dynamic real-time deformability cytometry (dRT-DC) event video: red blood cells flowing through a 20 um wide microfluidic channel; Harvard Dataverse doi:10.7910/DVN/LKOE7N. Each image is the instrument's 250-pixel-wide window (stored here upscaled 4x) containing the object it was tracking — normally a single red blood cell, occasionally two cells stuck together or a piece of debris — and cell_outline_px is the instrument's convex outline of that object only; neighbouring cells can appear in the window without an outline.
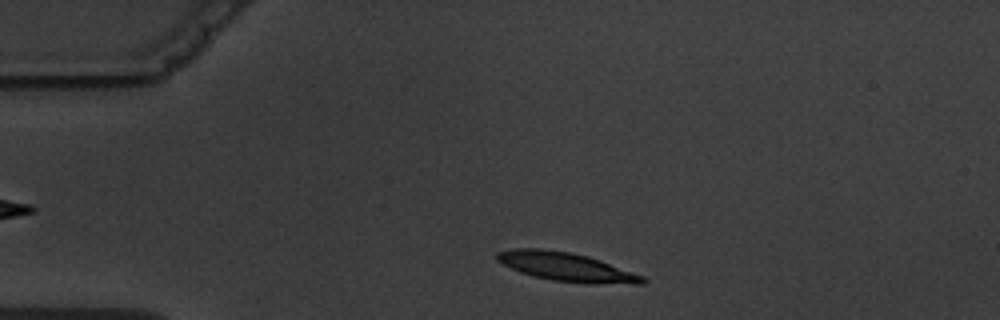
{"species": "common noctule bat (a hibernating species)", "species_latin": "Nyctalus noctula", "temperature_condition": "warm", "stored_images_in_passage": 5, "camera_frame_rate_fps": 3000, "um_per_image_px": 0.085, "animal": {"sex": "male", "body_mass_g": 19.5, "forearm_length_mm": 54.6}, "frame": {"image": 1, "passage_image": 1, "time_ms": 0.0, "image_size_px": [1000, 320], "cell_outline_px": [[648, 280], [644, 284], [584, 284], [552, 280], [520, 272], [496, 260], [496, 252], [512, 248], [544, 248], [572, 252], [588, 256], [600, 260], [644, 276]], "centroid_in_image_um": [48.17, 22.68], "position_along_channel_um": 36.8, "area_um2": 24.62}}
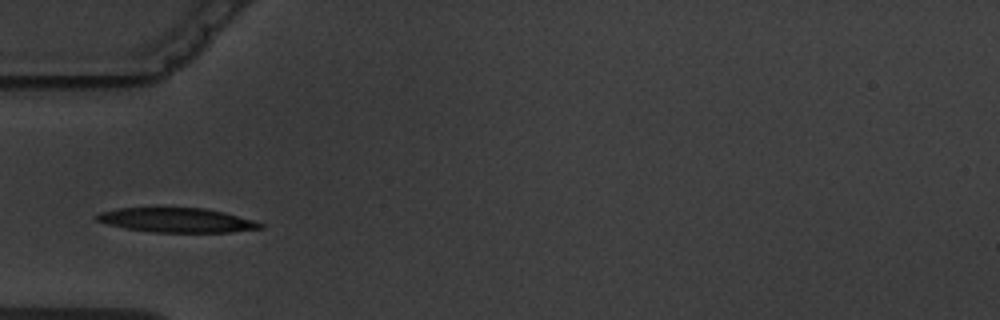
{"frame": {"image": 2, "passage_image": 3, "time_ms": 2.0, "image_size_px": [1000, 320], "cell_outline_px": [[264, 228], [232, 232], [152, 232], [124, 228], [108, 224], [96, 220], [96, 216], [100, 212], [116, 208], [204, 208], [224, 212], [252, 220], [264, 224]], "centroid_in_image_um": [15.03, 18.71], "position_along_channel_um": 70.0, "area_um2": 23.18}}